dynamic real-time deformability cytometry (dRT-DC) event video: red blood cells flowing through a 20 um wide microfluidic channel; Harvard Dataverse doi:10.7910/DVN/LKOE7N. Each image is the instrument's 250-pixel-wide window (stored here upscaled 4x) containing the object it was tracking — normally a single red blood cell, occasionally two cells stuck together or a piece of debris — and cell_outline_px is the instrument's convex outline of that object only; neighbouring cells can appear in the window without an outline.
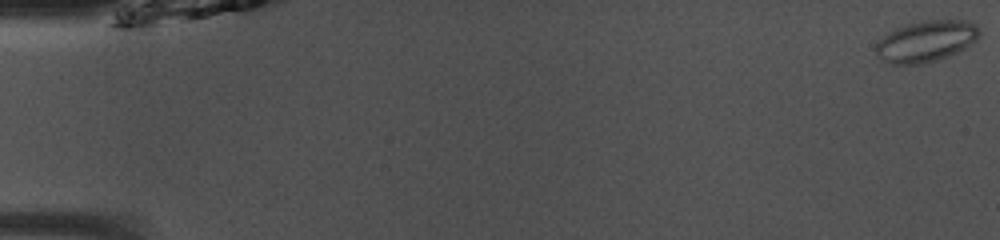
{"species": "common noctule bat (a hibernating species)", "species_latin": "Nyctalus noctula", "temperature_condition": "room temperature", "stored_images_in_passage": 50, "camera_frame_rate_fps": 3000, "um_per_image_px": 0.085, "animal": {"sex": "male", "body_mass_g": 13.0, "forearm_length_mm": 53.1}, "frame": {"image": 1, "passage_image": 1, "time_ms": 0.0, "image_size_px": [1000, 240], "cell_outline_px": [[980, 36], [976, 40], [964, 48], [948, 56], [936, 60], [920, 64], [892, 64], [884, 60], [876, 52], [876, 44], [888, 32], [896, 28], [908, 24], [924, 20], [968, 20], [976, 24], [980, 32]], "centroid_in_image_um": [78.75, 3.49], "position_along_channel_um": 6.3, "area_um2": 24.62}}
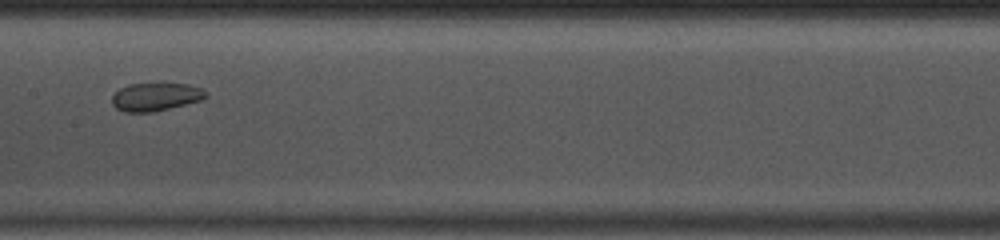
{"frame": {"image": 2, "passage_image": 26, "time_ms": 8.333, "image_size_px": [1000, 240], "cell_outline_px": [[208, 96], [200, 100], [152, 112], [124, 112], [116, 108], [112, 104], [112, 96], [120, 88], [128, 84], [164, 80], [188, 84], [200, 88], [208, 92]], "centroid_in_image_um": [13.23, 8.16], "position_along_channel_um": 194.2, "area_um2": 16.01}}
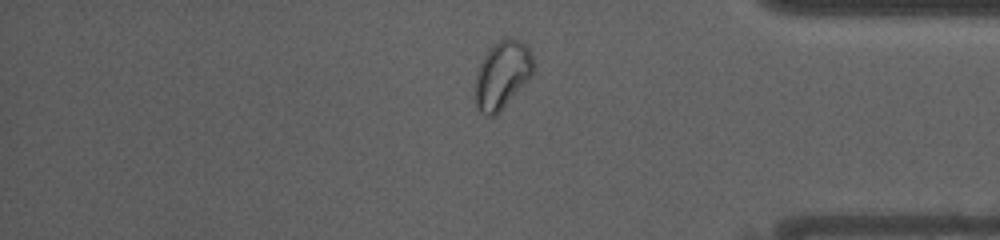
{"frame": {"image": 3, "passage_image": 42, "time_ms": 13.667, "image_size_px": [1000, 240], "cell_outline_px": [[532, 72], [528, 80], [496, 116], [488, 116], [480, 112], [476, 108], [476, 72], [484, 56], [492, 44], [504, 36], [520, 40], [528, 48], [532, 56]], "centroid_in_image_um": [42.66, 6.35], "position_along_channel_um": 392.5, "area_um2": 22.83}, "authors_computed_cell_mechanics": {"area_um2": 20.8947, "velocity_mm_per_s": 4.0523, "shape_relaxation_time_tau1_ms": null, "shape_relaxation_time_tau2_ms": 1.6671, "deformation_change_tau1": null, "deformation_change_tau2": 0.0525}}